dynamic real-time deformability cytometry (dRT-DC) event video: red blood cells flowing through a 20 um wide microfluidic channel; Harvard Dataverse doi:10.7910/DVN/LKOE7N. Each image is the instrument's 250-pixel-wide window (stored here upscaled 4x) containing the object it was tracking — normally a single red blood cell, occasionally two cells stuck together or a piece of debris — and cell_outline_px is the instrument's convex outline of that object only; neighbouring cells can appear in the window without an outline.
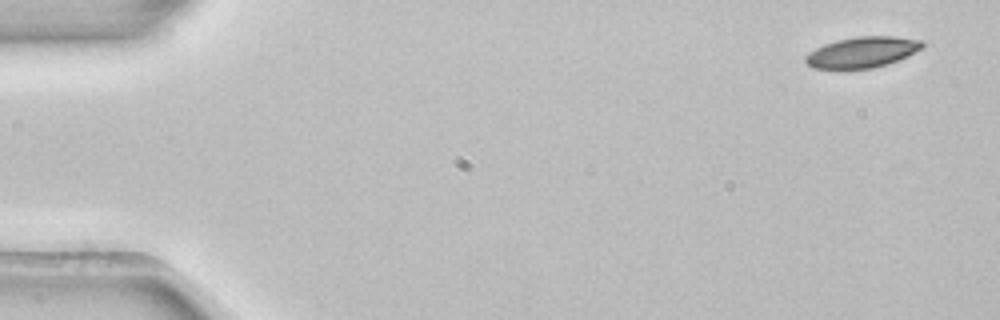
{"species": "common noctule bat (a hibernating species)", "species_latin": "Nyctalus noctula", "temperature_condition": "room temperature", "stored_images_in_passage": 3, "camera_frame_rate_fps": 3000, "um_per_image_px": 0.085, "animal": {"sex": "female", "body_mass_g": 22.7, "forearm_length_mm": 54.2}, "frame": {"image": 1, "passage_image": 1, "time_ms": 0.0, "image_size_px": [1000, 320], "cell_outline_px": [[924, 48], [888, 64], [872, 68], [812, 68], [804, 60], [804, 56], [808, 52], [824, 44], [836, 40], [860, 36], [892, 36], [924, 40]], "centroid_in_image_um": [73.3, 4.42], "position_along_channel_um": 11.7, "area_um2": 20.92}}